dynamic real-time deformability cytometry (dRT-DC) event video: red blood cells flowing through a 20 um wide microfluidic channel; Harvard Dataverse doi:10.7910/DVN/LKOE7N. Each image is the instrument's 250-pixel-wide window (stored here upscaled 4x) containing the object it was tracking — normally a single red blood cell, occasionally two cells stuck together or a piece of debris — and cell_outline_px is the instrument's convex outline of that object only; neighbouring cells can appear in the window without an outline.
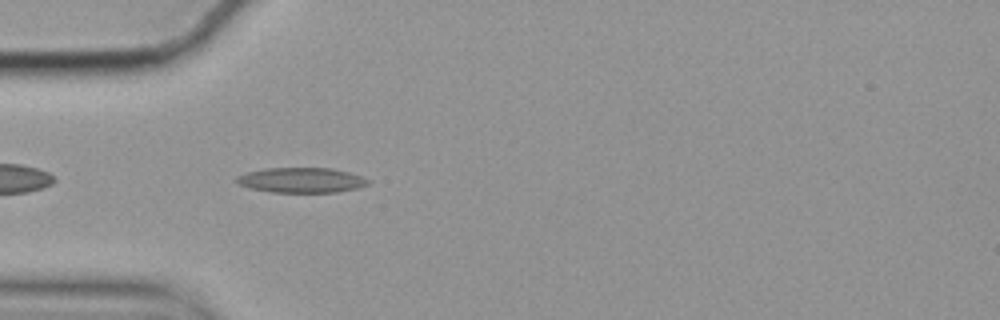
{"species": "common noctule bat (a hibernating species)", "species_latin": "Nyctalus noctula", "temperature_condition": "cold", "stored_images_in_passage": 16, "camera_frame_rate_fps": 3000, "um_per_image_px": 0.085, "animal": {"sex": "female", "body_mass_g": 19.9}, "frame": {"image": 1, "passage_image": 3, "time_ms": 0.667, "image_size_px": [1000, 320], "cell_outline_px": [[372, 180], [368, 184], [360, 188], [336, 192], [272, 192], [252, 188], [236, 184], [236, 176], [248, 172], [264, 168], [332, 168], [348, 172]], "centroid_in_image_um": [25.63, 15.31], "position_along_channel_um": 59.4, "area_um2": 19.25}}
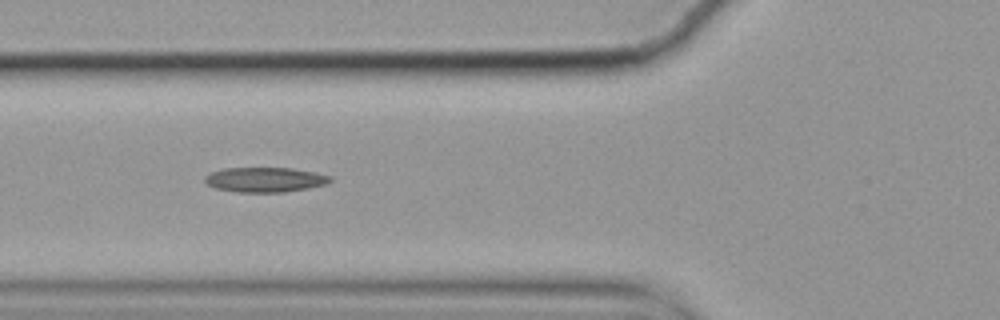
{"frame": {"image": 2, "passage_image": 7, "time_ms": 2.0, "image_size_px": [1000, 320], "cell_outline_px": [[332, 180], [324, 184], [308, 188], [280, 192], [240, 192], [216, 188], [208, 184], [204, 180], [204, 176], [212, 172], [224, 168], [292, 168], [316, 172], [332, 176]], "centroid_in_image_um": [22.54, 15.26], "position_along_channel_um": 103.3, "area_um2": 17.98}}
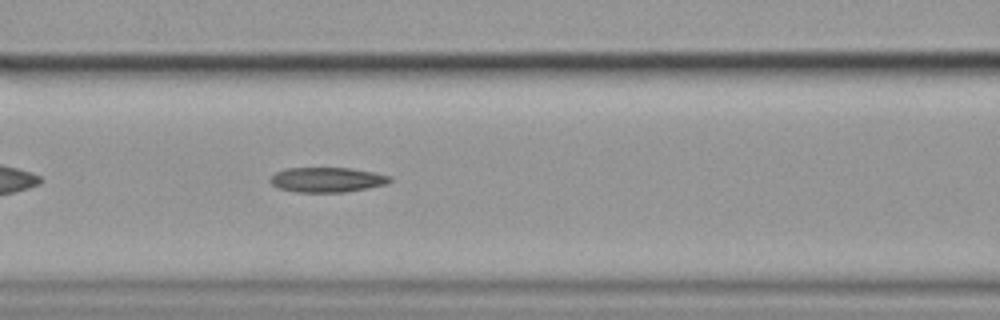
{"frame": {"image": 3, "passage_image": 10, "time_ms": 3.0, "image_size_px": [1000, 320], "cell_outline_px": [[392, 180], [388, 184], [368, 188], [344, 192], [296, 192], [280, 188], [272, 184], [268, 180], [276, 172], [284, 168], [352, 168], [392, 176]], "centroid_in_image_um": [27.82, 15.27], "position_along_channel_um": 138.8, "area_um2": 17.4}}